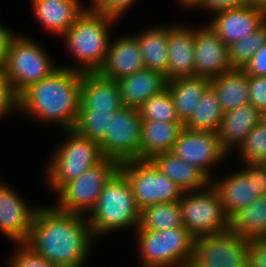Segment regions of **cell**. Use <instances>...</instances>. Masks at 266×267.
<instances>
[{
    "label": "cell",
    "instance_id": "cell-49",
    "mask_svg": "<svg viewBox=\"0 0 266 267\" xmlns=\"http://www.w3.org/2000/svg\"><path fill=\"white\" fill-rule=\"evenodd\" d=\"M99 0H92L91 6H94Z\"/></svg>",
    "mask_w": 266,
    "mask_h": 267
},
{
    "label": "cell",
    "instance_id": "cell-15",
    "mask_svg": "<svg viewBox=\"0 0 266 267\" xmlns=\"http://www.w3.org/2000/svg\"><path fill=\"white\" fill-rule=\"evenodd\" d=\"M194 48V76L212 79L232 69L228 46L209 25L195 29Z\"/></svg>",
    "mask_w": 266,
    "mask_h": 267
},
{
    "label": "cell",
    "instance_id": "cell-23",
    "mask_svg": "<svg viewBox=\"0 0 266 267\" xmlns=\"http://www.w3.org/2000/svg\"><path fill=\"white\" fill-rule=\"evenodd\" d=\"M80 0H32L39 22L54 35H64L86 9Z\"/></svg>",
    "mask_w": 266,
    "mask_h": 267
},
{
    "label": "cell",
    "instance_id": "cell-44",
    "mask_svg": "<svg viewBox=\"0 0 266 267\" xmlns=\"http://www.w3.org/2000/svg\"><path fill=\"white\" fill-rule=\"evenodd\" d=\"M14 35L8 27L0 25V69H4L8 45Z\"/></svg>",
    "mask_w": 266,
    "mask_h": 267
},
{
    "label": "cell",
    "instance_id": "cell-48",
    "mask_svg": "<svg viewBox=\"0 0 266 267\" xmlns=\"http://www.w3.org/2000/svg\"><path fill=\"white\" fill-rule=\"evenodd\" d=\"M185 267H201L199 266L193 259L190 260L186 265Z\"/></svg>",
    "mask_w": 266,
    "mask_h": 267
},
{
    "label": "cell",
    "instance_id": "cell-47",
    "mask_svg": "<svg viewBox=\"0 0 266 267\" xmlns=\"http://www.w3.org/2000/svg\"><path fill=\"white\" fill-rule=\"evenodd\" d=\"M260 123L266 126V109L260 112Z\"/></svg>",
    "mask_w": 266,
    "mask_h": 267
},
{
    "label": "cell",
    "instance_id": "cell-25",
    "mask_svg": "<svg viewBox=\"0 0 266 267\" xmlns=\"http://www.w3.org/2000/svg\"><path fill=\"white\" fill-rule=\"evenodd\" d=\"M183 123L142 120L140 159L150 160L155 155L172 151Z\"/></svg>",
    "mask_w": 266,
    "mask_h": 267
},
{
    "label": "cell",
    "instance_id": "cell-28",
    "mask_svg": "<svg viewBox=\"0 0 266 267\" xmlns=\"http://www.w3.org/2000/svg\"><path fill=\"white\" fill-rule=\"evenodd\" d=\"M134 36L140 46L144 68L165 75L168 66L167 27L155 26Z\"/></svg>",
    "mask_w": 266,
    "mask_h": 267
},
{
    "label": "cell",
    "instance_id": "cell-9",
    "mask_svg": "<svg viewBox=\"0 0 266 267\" xmlns=\"http://www.w3.org/2000/svg\"><path fill=\"white\" fill-rule=\"evenodd\" d=\"M119 169L129 180L139 210L166 202L179 201L183 191L154 165L151 160H128Z\"/></svg>",
    "mask_w": 266,
    "mask_h": 267
},
{
    "label": "cell",
    "instance_id": "cell-38",
    "mask_svg": "<svg viewBox=\"0 0 266 267\" xmlns=\"http://www.w3.org/2000/svg\"><path fill=\"white\" fill-rule=\"evenodd\" d=\"M17 110V96L12 92L4 69H0V116H4L13 109Z\"/></svg>",
    "mask_w": 266,
    "mask_h": 267
},
{
    "label": "cell",
    "instance_id": "cell-46",
    "mask_svg": "<svg viewBox=\"0 0 266 267\" xmlns=\"http://www.w3.org/2000/svg\"><path fill=\"white\" fill-rule=\"evenodd\" d=\"M247 4L266 10V0H246Z\"/></svg>",
    "mask_w": 266,
    "mask_h": 267
},
{
    "label": "cell",
    "instance_id": "cell-36",
    "mask_svg": "<svg viewBox=\"0 0 266 267\" xmlns=\"http://www.w3.org/2000/svg\"><path fill=\"white\" fill-rule=\"evenodd\" d=\"M19 249L9 260L10 267H59L45 259L26 242H17Z\"/></svg>",
    "mask_w": 266,
    "mask_h": 267
},
{
    "label": "cell",
    "instance_id": "cell-35",
    "mask_svg": "<svg viewBox=\"0 0 266 267\" xmlns=\"http://www.w3.org/2000/svg\"><path fill=\"white\" fill-rule=\"evenodd\" d=\"M245 162L266 161V126L256 124L237 147Z\"/></svg>",
    "mask_w": 266,
    "mask_h": 267
},
{
    "label": "cell",
    "instance_id": "cell-2",
    "mask_svg": "<svg viewBox=\"0 0 266 267\" xmlns=\"http://www.w3.org/2000/svg\"><path fill=\"white\" fill-rule=\"evenodd\" d=\"M82 73L69 66L31 84L17 97V109L35 118L73 129L81 101Z\"/></svg>",
    "mask_w": 266,
    "mask_h": 267
},
{
    "label": "cell",
    "instance_id": "cell-39",
    "mask_svg": "<svg viewBox=\"0 0 266 267\" xmlns=\"http://www.w3.org/2000/svg\"><path fill=\"white\" fill-rule=\"evenodd\" d=\"M135 0H99L93 7L100 13L115 19L121 17Z\"/></svg>",
    "mask_w": 266,
    "mask_h": 267
},
{
    "label": "cell",
    "instance_id": "cell-6",
    "mask_svg": "<svg viewBox=\"0 0 266 267\" xmlns=\"http://www.w3.org/2000/svg\"><path fill=\"white\" fill-rule=\"evenodd\" d=\"M65 131L69 135L68 140L56 149L45 170L47 181L56 192L104 159L98 142L78 134L74 129Z\"/></svg>",
    "mask_w": 266,
    "mask_h": 267
},
{
    "label": "cell",
    "instance_id": "cell-43",
    "mask_svg": "<svg viewBox=\"0 0 266 267\" xmlns=\"http://www.w3.org/2000/svg\"><path fill=\"white\" fill-rule=\"evenodd\" d=\"M247 4L246 0H204L197 8L208 9L212 12L226 8H234Z\"/></svg>",
    "mask_w": 266,
    "mask_h": 267
},
{
    "label": "cell",
    "instance_id": "cell-11",
    "mask_svg": "<svg viewBox=\"0 0 266 267\" xmlns=\"http://www.w3.org/2000/svg\"><path fill=\"white\" fill-rule=\"evenodd\" d=\"M141 132L139 108L123 107L111 119L105 136L98 142L102 155L119 164L140 159Z\"/></svg>",
    "mask_w": 266,
    "mask_h": 267
},
{
    "label": "cell",
    "instance_id": "cell-26",
    "mask_svg": "<svg viewBox=\"0 0 266 267\" xmlns=\"http://www.w3.org/2000/svg\"><path fill=\"white\" fill-rule=\"evenodd\" d=\"M210 86V79L200 76L177 77L167 82L174 100L177 115L185 124L195 111L203 93Z\"/></svg>",
    "mask_w": 266,
    "mask_h": 267
},
{
    "label": "cell",
    "instance_id": "cell-20",
    "mask_svg": "<svg viewBox=\"0 0 266 267\" xmlns=\"http://www.w3.org/2000/svg\"><path fill=\"white\" fill-rule=\"evenodd\" d=\"M211 181L229 218L258 198L255 193L253 170L248 165L242 171L218 180L217 183Z\"/></svg>",
    "mask_w": 266,
    "mask_h": 267
},
{
    "label": "cell",
    "instance_id": "cell-41",
    "mask_svg": "<svg viewBox=\"0 0 266 267\" xmlns=\"http://www.w3.org/2000/svg\"><path fill=\"white\" fill-rule=\"evenodd\" d=\"M243 70L248 76H266V43L257 50Z\"/></svg>",
    "mask_w": 266,
    "mask_h": 267
},
{
    "label": "cell",
    "instance_id": "cell-10",
    "mask_svg": "<svg viewBox=\"0 0 266 267\" xmlns=\"http://www.w3.org/2000/svg\"><path fill=\"white\" fill-rule=\"evenodd\" d=\"M119 169L116 160L104 158L77 179L65 184L58 192V210L87 216L95 207L106 182Z\"/></svg>",
    "mask_w": 266,
    "mask_h": 267
},
{
    "label": "cell",
    "instance_id": "cell-4",
    "mask_svg": "<svg viewBox=\"0 0 266 267\" xmlns=\"http://www.w3.org/2000/svg\"><path fill=\"white\" fill-rule=\"evenodd\" d=\"M116 19L98 12L93 6L86 8L64 33L65 44L81 66L71 67L81 73L97 72L109 47L108 25Z\"/></svg>",
    "mask_w": 266,
    "mask_h": 267
},
{
    "label": "cell",
    "instance_id": "cell-12",
    "mask_svg": "<svg viewBox=\"0 0 266 267\" xmlns=\"http://www.w3.org/2000/svg\"><path fill=\"white\" fill-rule=\"evenodd\" d=\"M193 260L201 267H246L248 241L228 230L195 239Z\"/></svg>",
    "mask_w": 266,
    "mask_h": 267
},
{
    "label": "cell",
    "instance_id": "cell-13",
    "mask_svg": "<svg viewBox=\"0 0 266 267\" xmlns=\"http://www.w3.org/2000/svg\"><path fill=\"white\" fill-rule=\"evenodd\" d=\"M171 152L199 168L210 179H212L211 165L219 163L228 155L221 146L217 133L190 130L185 127L180 132Z\"/></svg>",
    "mask_w": 266,
    "mask_h": 267
},
{
    "label": "cell",
    "instance_id": "cell-34",
    "mask_svg": "<svg viewBox=\"0 0 266 267\" xmlns=\"http://www.w3.org/2000/svg\"><path fill=\"white\" fill-rule=\"evenodd\" d=\"M139 113L142 120L182 123L177 115L175 103L168 88L146 100L139 107Z\"/></svg>",
    "mask_w": 266,
    "mask_h": 267
},
{
    "label": "cell",
    "instance_id": "cell-8",
    "mask_svg": "<svg viewBox=\"0 0 266 267\" xmlns=\"http://www.w3.org/2000/svg\"><path fill=\"white\" fill-rule=\"evenodd\" d=\"M201 191H186L178 201L183 226L195 238L228 230L230 218L226 215L218 191L212 184Z\"/></svg>",
    "mask_w": 266,
    "mask_h": 267
},
{
    "label": "cell",
    "instance_id": "cell-37",
    "mask_svg": "<svg viewBox=\"0 0 266 267\" xmlns=\"http://www.w3.org/2000/svg\"><path fill=\"white\" fill-rule=\"evenodd\" d=\"M249 103L260 112L266 109V76H248Z\"/></svg>",
    "mask_w": 266,
    "mask_h": 267
},
{
    "label": "cell",
    "instance_id": "cell-30",
    "mask_svg": "<svg viewBox=\"0 0 266 267\" xmlns=\"http://www.w3.org/2000/svg\"><path fill=\"white\" fill-rule=\"evenodd\" d=\"M223 115L224 112L218 97L214 89L209 86L184 127L190 130L217 133Z\"/></svg>",
    "mask_w": 266,
    "mask_h": 267
},
{
    "label": "cell",
    "instance_id": "cell-7",
    "mask_svg": "<svg viewBox=\"0 0 266 267\" xmlns=\"http://www.w3.org/2000/svg\"><path fill=\"white\" fill-rule=\"evenodd\" d=\"M137 234L143 267H185L193 259L196 238L184 226Z\"/></svg>",
    "mask_w": 266,
    "mask_h": 267
},
{
    "label": "cell",
    "instance_id": "cell-16",
    "mask_svg": "<svg viewBox=\"0 0 266 267\" xmlns=\"http://www.w3.org/2000/svg\"><path fill=\"white\" fill-rule=\"evenodd\" d=\"M38 206L28 207L11 188L0 182V230L14 242H26Z\"/></svg>",
    "mask_w": 266,
    "mask_h": 267
},
{
    "label": "cell",
    "instance_id": "cell-42",
    "mask_svg": "<svg viewBox=\"0 0 266 267\" xmlns=\"http://www.w3.org/2000/svg\"><path fill=\"white\" fill-rule=\"evenodd\" d=\"M253 170L255 193L266 195V164L264 162H244Z\"/></svg>",
    "mask_w": 266,
    "mask_h": 267
},
{
    "label": "cell",
    "instance_id": "cell-32",
    "mask_svg": "<svg viewBox=\"0 0 266 267\" xmlns=\"http://www.w3.org/2000/svg\"><path fill=\"white\" fill-rule=\"evenodd\" d=\"M266 43V21L254 32L228 46V61L232 68L243 69L257 50Z\"/></svg>",
    "mask_w": 266,
    "mask_h": 267
},
{
    "label": "cell",
    "instance_id": "cell-31",
    "mask_svg": "<svg viewBox=\"0 0 266 267\" xmlns=\"http://www.w3.org/2000/svg\"><path fill=\"white\" fill-rule=\"evenodd\" d=\"M183 227L179 202L157 203L140 210L137 230L164 231Z\"/></svg>",
    "mask_w": 266,
    "mask_h": 267
},
{
    "label": "cell",
    "instance_id": "cell-29",
    "mask_svg": "<svg viewBox=\"0 0 266 267\" xmlns=\"http://www.w3.org/2000/svg\"><path fill=\"white\" fill-rule=\"evenodd\" d=\"M247 241L266 238V195L258 197L230 218V227Z\"/></svg>",
    "mask_w": 266,
    "mask_h": 267
},
{
    "label": "cell",
    "instance_id": "cell-24",
    "mask_svg": "<svg viewBox=\"0 0 266 267\" xmlns=\"http://www.w3.org/2000/svg\"><path fill=\"white\" fill-rule=\"evenodd\" d=\"M260 123V111L250 103L224 113L217 132L221 146L229 153L238 147L251 129Z\"/></svg>",
    "mask_w": 266,
    "mask_h": 267
},
{
    "label": "cell",
    "instance_id": "cell-21",
    "mask_svg": "<svg viewBox=\"0 0 266 267\" xmlns=\"http://www.w3.org/2000/svg\"><path fill=\"white\" fill-rule=\"evenodd\" d=\"M165 75L143 69L117 81L124 107L139 108L146 100L167 88Z\"/></svg>",
    "mask_w": 266,
    "mask_h": 267
},
{
    "label": "cell",
    "instance_id": "cell-22",
    "mask_svg": "<svg viewBox=\"0 0 266 267\" xmlns=\"http://www.w3.org/2000/svg\"><path fill=\"white\" fill-rule=\"evenodd\" d=\"M150 160L183 192L199 191L211 184V179L203 171L185 162L171 151L157 154Z\"/></svg>",
    "mask_w": 266,
    "mask_h": 267
},
{
    "label": "cell",
    "instance_id": "cell-18",
    "mask_svg": "<svg viewBox=\"0 0 266 267\" xmlns=\"http://www.w3.org/2000/svg\"><path fill=\"white\" fill-rule=\"evenodd\" d=\"M186 25L167 26L168 66L167 80L194 76V33L195 28Z\"/></svg>",
    "mask_w": 266,
    "mask_h": 267
},
{
    "label": "cell",
    "instance_id": "cell-40",
    "mask_svg": "<svg viewBox=\"0 0 266 267\" xmlns=\"http://www.w3.org/2000/svg\"><path fill=\"white\" fill-rule=\"evenodd\" d=\"M248 264L252 267H266V238L248 241Z\"/></svg>",
    "mask_w": 266,
    "mask_h": 267
},
{
    "label": "cell",
    "instance_id": "cell-45",
    "mask_svg": "<svg viewBox=\"0 0 266 267\" xmlns=\"http://www.w3.org/2000/svg\"><path fill=\"white\" fill-rule=\"evenodd\" d=\"M180 4H182V6L184 7H188V8H194V7H198L204 0H179Z\"/></svg>",
    "mask_w": 266,
    "mask_h": 267
},
{
    "label": "cell",
    "instance_id": "cell-19",
    "mask_svg": "<svg viewBox=\"0 0 266 267\" xmlns=\"http://www.w3.org/2000/svg\"><path fill=\"white\" fill-rule=\"evenodd\" d=\"M80 104L86 110L119 111L121 102L117 81L101 76L98 72L82 73Z\"/></svg>",
    "mask_w": 266,
    "mask_h": 267
},
{
    "label": "cell",
    "instance_id": "cell-14",
    "mask_svg": "<svg viewBox=\"0 0 266 267\" xmlns=\"http://www.w3.org/2000/svg\"><path fill=\"white\" fill-rule=\"evenodd\" d=\"M214 13L216 16L209 26L227 46L248 36L266 21V10L249 4Z\"/></svg>",
    "mask_w": 266,
    "mask_h": 267
},
{
    "label": "cell",
    "instance_id": "cell-1",
    "mask_svg": "<svg viewBox=\"0 0 266 267\" xmlns=\"http://www.w3.org/2000/svg\"><path fill=\"white\" fill-rule=\"evenodd\" d=\"M86 217L39 206L26 243L59 267H83L94 239Z\"/></svg>",
    "mask_w": 266,
    "mask_h": 267
},
{
    "label": "cell",
    "instance_id": "cell-33",
    "mask_svg": "<svg viewBox=\"0 0 266 267\" xmlns=\"http://www.w3.org/2000/svg\"><path fill=\"white\" fill-rule=\"evenodd\" d=\"M118 111H92L86 110L81 104L79 106L77 121L74 130L88 139L99 142L107 131L108 125Z\"/></svg>",
    "mask_w": 266,
    "mask_h": 267
},
{
    "label": "cell",
    "instance_id": "cell-5",
    "mask_svg": "<svg viewBox=\"0 0 266 267\" xmlns=\"http://www.w3.org/2000/svg\"><path fill=\"white\" fill-rule=\"evenodd\" d=\"M37 42L14 35L8 45L4 73L12 92L18 97L31 84L50 76L59 67Z\"/></svg>",
    "mask_w": 266,
    "mask_h": 267
},
{
    "label": "cell",
    "instance_id": "cell-27",
    "mask_svg": "<svg viewBox=\"0 0 266 267\" xmlns=\"http://www.w3.org/2000/svg\"><path fill=\"white\" fill-rule=\"evenodd\" d=\"M223 112L249 104L248 75L243 69L232 68L210 79Z\"/></svg>",
    "mask_w": 266,
    "mask_h": 267
},
{
    "label": "cell",
    "instance_id": "cell-3",
    "mask_svg": "<svg viewBox=\"0 0 266 267\" xmlns=\"http://www.w3.org/2000/svg\"><path fill=\"white\" fill-rule=\"evenodd\" d=\"M87 219L95 238L108 231L138 227L140 210L136 205L132 186L120 169L104 185Z\"/></svg>",
    "mask_w": 266,
    "mask_h": 267
},
{
    "label": "cell",
    "instance_id": "cell-17",
    "mask_svg": "<svg viewBox=\"0 0 266 267\" xmlns=\"http://www.w3.org/2000/svg\"><path fill=\"white\" fill-rule=\"evenodd\" d=\"M144 69L140 46L135 36H123L110 41L107 55L101 68V76L120 80Z\"/></svg>",
    "mask_w": 266,
    "mask_h": 267
}]
</instances>
